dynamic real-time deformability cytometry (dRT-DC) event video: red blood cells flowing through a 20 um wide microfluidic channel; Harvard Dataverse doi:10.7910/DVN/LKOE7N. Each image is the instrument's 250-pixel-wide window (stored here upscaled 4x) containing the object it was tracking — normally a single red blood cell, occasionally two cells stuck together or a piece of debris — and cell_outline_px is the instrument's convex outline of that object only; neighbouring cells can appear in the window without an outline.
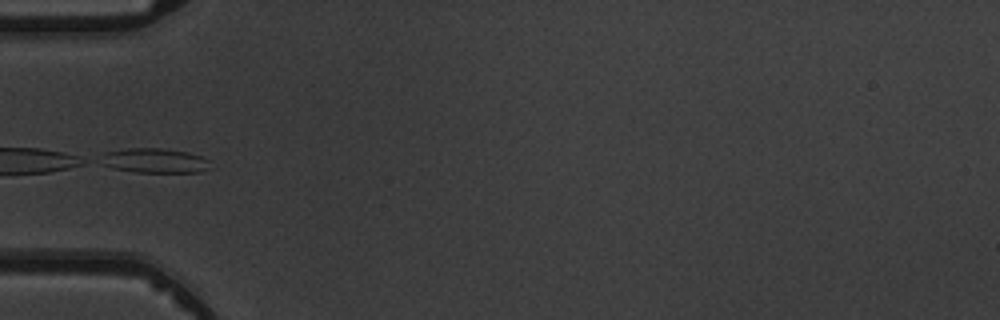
{"species": "common noctule bat (a hibernating species)", "species_latin": "Nyctalus noctula", "temperature_condition": "warm", "stored_images_in_passage": 5, "camera_frame_rate_fps": 3000, "um_per_image_px": 0.085, "animal": {"sex": "male", "body_mass_g": 19.5, "forearm_length_mm": 54.6}, "frame": {"image": 1, "passage_image": 5, "time_ms": 5.333, "image_size_px": [1000, 320], "cell_outline_px": [[212, 168], [200, 172], [136, 172], [112, 168], [100, 164], [96, 160], [104, 152], [128, 148], [160, 148], [188, 152], [200, 156], [208, 160]], "centroid_in_image_um": [13.08, 13.65], "position_along_channel_um": 71.9, "area_um2": 16.01}}